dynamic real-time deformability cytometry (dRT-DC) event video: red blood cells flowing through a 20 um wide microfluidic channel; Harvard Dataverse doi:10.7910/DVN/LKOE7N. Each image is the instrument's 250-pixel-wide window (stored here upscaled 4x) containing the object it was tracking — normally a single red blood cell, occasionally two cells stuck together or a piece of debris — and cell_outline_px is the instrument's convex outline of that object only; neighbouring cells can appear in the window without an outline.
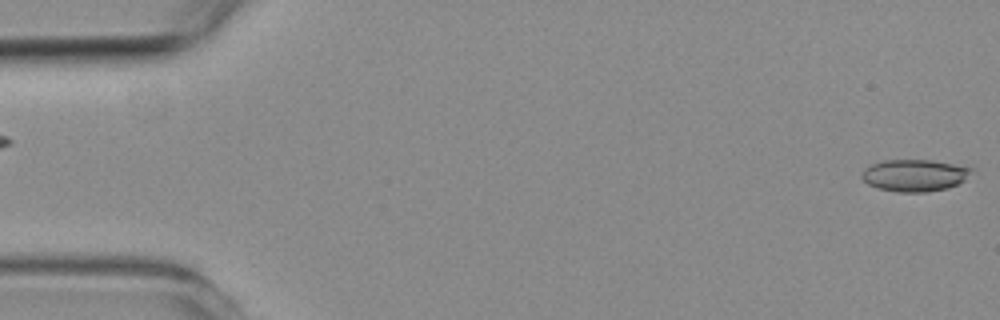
{"species": "common noctule bat (a hibernating species)", "species_latin": "Nyctalus noctula", "temperature_condition": "room temperature", "stored_images_in_passage": 6, "camera_frame_rate_fps": 3000, "um_per_image_px": 0.085, "animal": {"sex": "female", "body_mass_g": 19.3, "forearm_length_mm": 54.1}, "frame": {"image": 1, "passage_image": 1, "time_ms": 0.0, "image_size_px": [1000, 320], "cell_outline_px": [[972, 168], [964, 180], [948, 188], [928, 192], [896, 192], [876, 188], [868, 184], [860, 176], [864, 168], [872, 164], [884, 160], [932, 160]], "centroid_in_image_um": [77.67, 14.91], "position_along_channel_um": 7.3, "area_um2": 20.29}}
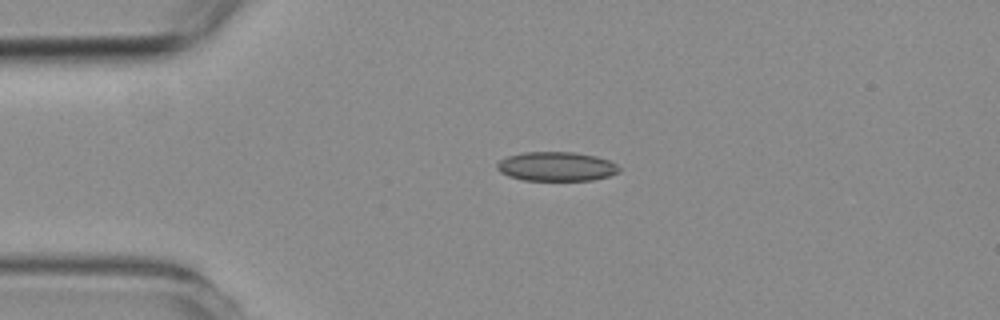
{"frame": {"image": 2, "passage_image": 4, "time_ms": 3.667, "image_size_px": [1000, 320], "cell_outline_px": [[620, 168], [616, 172], [608, 176], [592, 180], [524, 180], [508, 176], [500, 172], [496, 168], [496, 164], [500, 160], [508, 156], [524, 152], [572, 152], [596, 156], [608, 160], [616, 164]], "centroid_in_image_um": [47.25, 14.15], "position_along_channel_um": 37.7, "area_um2": 20.63}}
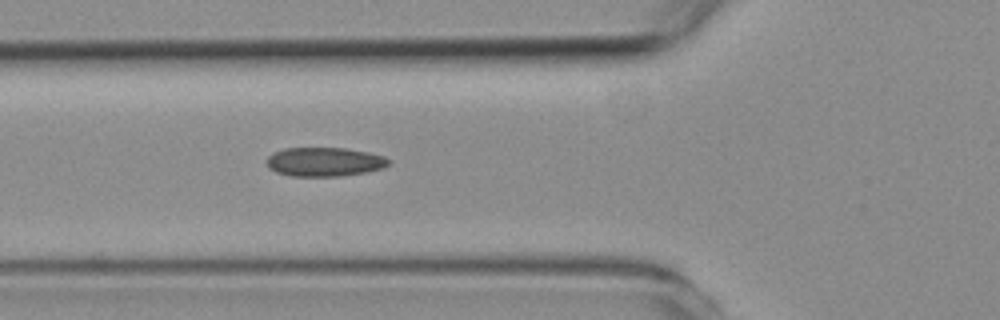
{"frame": {"image": 3, "passage_image": 6, "time_ms": 6.0, "image_size_px": [1000, 320], "cell_outline_px": [[392, 160], [384, 168], [364, 172], [340, 176], [292, 176], [276, 172], [268, 168], [268, 156], [272, 152], [284, 148], [344, 148], [368, 152], [384, 156]], "centroid_in_image_um": [27.58, 13.75], "position_along_channel_um": 98.2, "area_um2": 20.63}}